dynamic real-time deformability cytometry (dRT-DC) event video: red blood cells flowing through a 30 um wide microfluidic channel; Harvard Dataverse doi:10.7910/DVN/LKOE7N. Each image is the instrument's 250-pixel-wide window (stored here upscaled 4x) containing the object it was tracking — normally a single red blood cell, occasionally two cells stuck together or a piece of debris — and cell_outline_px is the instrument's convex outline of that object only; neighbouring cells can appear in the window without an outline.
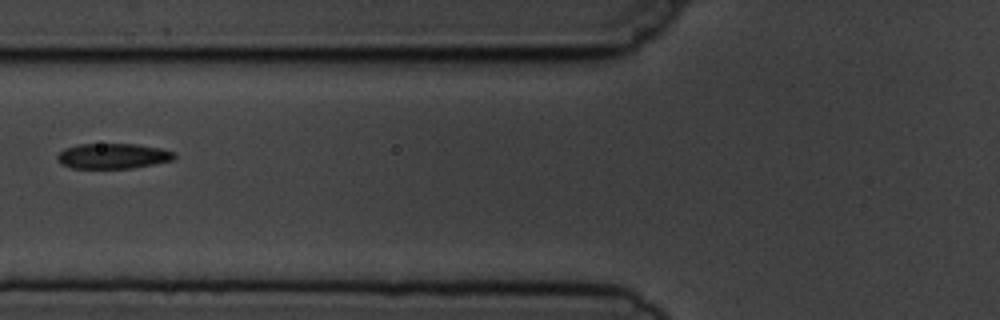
{"species": "common noctule bat (a hibernating species)", "species_latin": "Nyctalus noctula", "temperature_condition": "cold", "stored_images_in_passage": 6, "camera_frame_rate_fps": 3000, "um_per_image_px": 0.085, "animal": {"sex": "male", "body_mass_g": 19.5, "forearm_length_mm": 54.6}, "frame": {"image": 1, "passage_image": 6, "time_ms": 5.667, "image_size_px": [1000, 320], "cell_outline_px": [[176, 156], [172, 160], [132, 168], [72, 168], [60, 164], [56, 156], [64, 148], [80, 144], [136, 144], [160, 148], [176, 152]], "centroid_in_image_um": [9.58, 13.26], "position_along_channel_um": 116.2, "area_um2": 17.22}}